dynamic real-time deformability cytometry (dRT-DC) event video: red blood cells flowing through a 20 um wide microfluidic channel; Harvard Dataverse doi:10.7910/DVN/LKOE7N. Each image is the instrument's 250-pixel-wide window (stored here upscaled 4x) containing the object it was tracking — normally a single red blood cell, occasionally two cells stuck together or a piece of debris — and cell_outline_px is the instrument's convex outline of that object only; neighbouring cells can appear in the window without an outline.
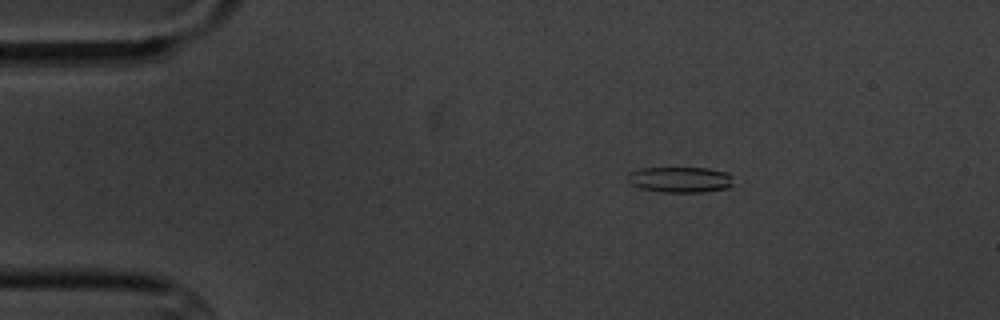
{"species": "common noctule bat (a hibernating species)", "species_latin": "Nyctalus noctula", "temperature_condition": "cold", "stored_images_in_passage": 5, "segment_of_instrument_passage": [1, 2], "camera_frame_rate_fps": 3000, "um_per_image_px": 0.085, "animal": {"sex": "male", "body_mass_g": 20.1, "forearm_length_mm": 53.5}, "frame": {"image": 1, "passage_image": 2, "time_ms": 1.0, "image_size_px": [1000, 320], "cell_outline_px": [[732, 184], [728, 188], [704, 192], [664, 192], [640, 188], [628, 184], [628, 176], [632, 172], [644, 168], [708, 168], [728, 172], [732, 176]], "centroid_in_image_um": [57.85, 15.27], "position_along_channel_um": 27.2, "area_um2": 15.84}}